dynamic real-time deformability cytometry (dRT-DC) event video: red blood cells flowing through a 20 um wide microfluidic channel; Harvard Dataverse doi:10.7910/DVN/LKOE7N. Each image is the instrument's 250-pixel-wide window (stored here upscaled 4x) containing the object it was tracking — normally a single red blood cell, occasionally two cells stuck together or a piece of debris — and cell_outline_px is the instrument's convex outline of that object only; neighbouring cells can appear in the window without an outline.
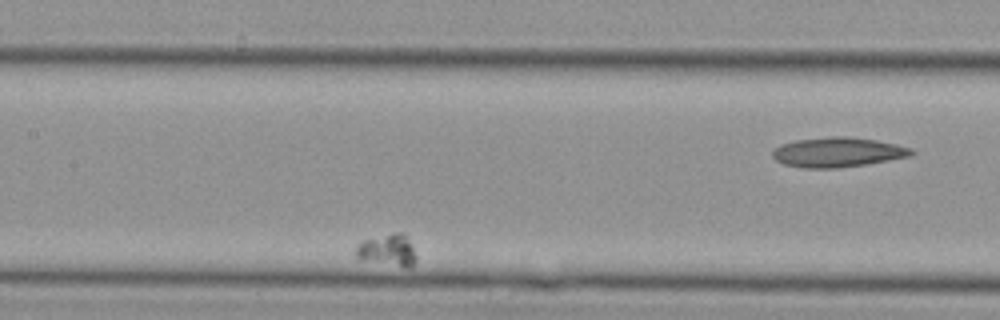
{"species": "Egyptian fruit bat (a non-hibernating species)", "species_latin": "Rousettus aegyptiacus", "temperature_condition": "cold", "stored_images_in_passage": 28, "camera_frame_rate_fps": 3000, "um_per_image_px": 0.085, "animal": {"sex": "female"}, "frame": {"image": 1, "passage_image": 11, "time_ms": 3.333, "image_size_px": [1000, 320], "cell_outline_px": [[416, 260], [412, 268], [404, 268], [360, 260], [356, 256], [356, 248], [364, 240], [392, 232], [404, 232], [408, 236], [412, 244], [416, 256]], "centroid_in_image_um": [33.0, 21.28], "position_along_channel_um": 174.4, "area_um2": 11.62}}
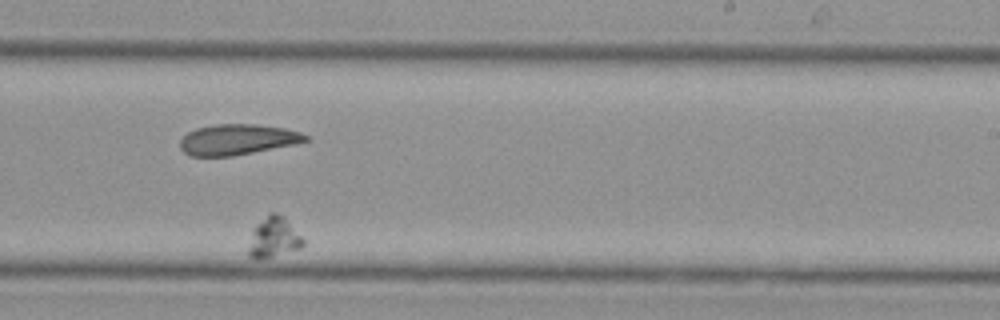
{"frame": {"image": 2, "passage_image": 18, "time_ms": 5.667, "image_size_px": [1000, 320], "cell_outline_px": [[304, 244], [300, 248], [272, 256], [256, 260], [248, 256], [248, 248], [252, 232], [268, 212], [276, 212], [284, 216], [304, 240]], "centroid_in_image_um": [23.25, 20.18], "position_along_channel_um": 265.7, "area_um2": 12.66}}